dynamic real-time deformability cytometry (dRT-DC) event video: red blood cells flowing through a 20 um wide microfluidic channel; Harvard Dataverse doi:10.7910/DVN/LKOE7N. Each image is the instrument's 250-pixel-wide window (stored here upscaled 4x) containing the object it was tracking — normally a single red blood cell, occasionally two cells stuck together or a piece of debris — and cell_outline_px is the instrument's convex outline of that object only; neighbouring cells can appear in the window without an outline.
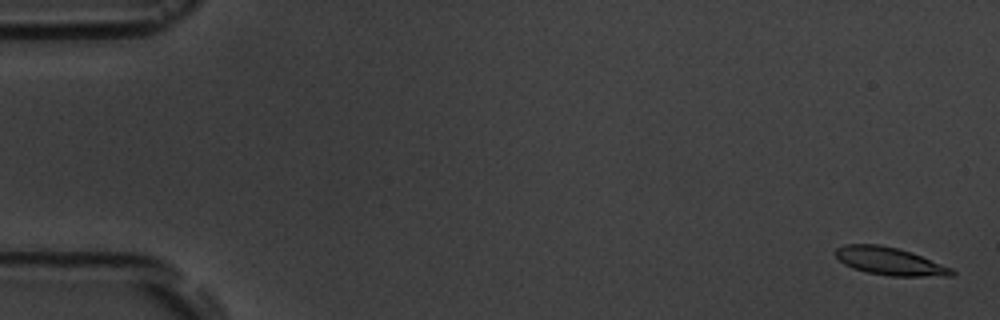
{"species": "common noctule bat (a hibernating species)", "species_latin": "Nyctalus noctula", "temperature_condition": "room temperature", "stored_images_in_passage": 10, "camera_frame_rate_fps": 3000, "um_per_image_px": 0.085, "animal": {"sex": "male", "body_mass_g": 19.5, "forearm_length_mm": 54.6}, "frame": {"image": 1, "passage_image": 1, "time_ms": 0.0, "image_size_px": [1000, 320], "cell_outline_px": [[956, 272], [952, 276], [888, 276], [868, 272], [852, 268], [844, 264], [836, 256], [836, 248], [844, 244], [880, 244], [912, 252], [952, 268]], "centroid_in_image_um": [75.64, 22.2], "position_along_channel_um": 9.4, "area_um2": 18.79}}
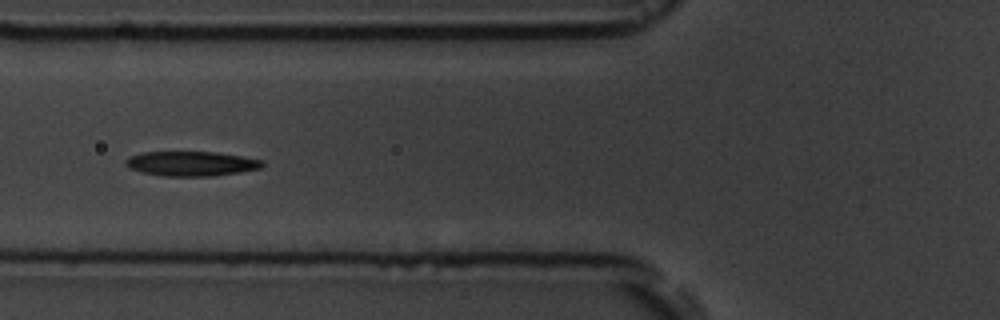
{"frame": {"image": 2, "passage_image": 7, "time_ms": 6.667, "image_size_px": [1000, 320], "cell_outline_px": [[264, 164], [260, 168], [240, 172], [212, 176], [160, 176], [128, 168], [124, 164], [124, 160], [128, 156], [144, 152], [216, 152], [264, 160]], "centroid_in_image_um": [16.22, 13.91], "position_along_channel_um": 109.6, "area_um2": 19.71}}
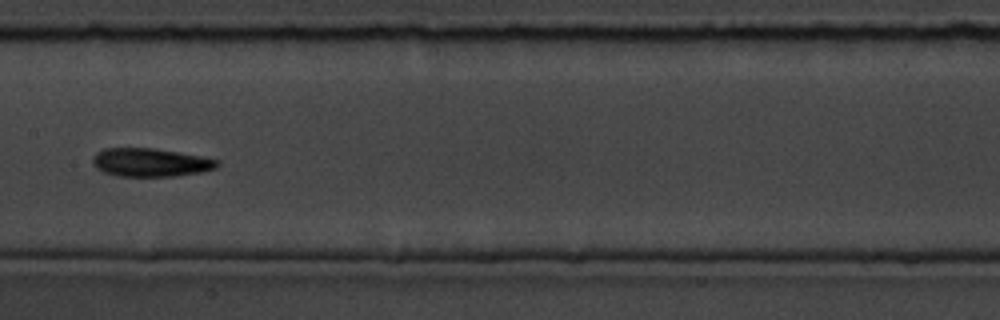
{"frame": {"image": 3, "passage_image": 9, "time_ms": 9.0, "image_size_px": [1000, 320], "cell_outline_px": [[220, 164], [216, 168], [200, 172], [176, 176], [116, 176], [104, 172], [96, 168], [92, 164], [92, 156], [96, 152], [104, 148], [156, 148], [200, 156], [220, 160]], "centroid_in_image_um": [12.77, 13.8], "position_along_channel_um": 194.6, "area_um2": 20.75}}